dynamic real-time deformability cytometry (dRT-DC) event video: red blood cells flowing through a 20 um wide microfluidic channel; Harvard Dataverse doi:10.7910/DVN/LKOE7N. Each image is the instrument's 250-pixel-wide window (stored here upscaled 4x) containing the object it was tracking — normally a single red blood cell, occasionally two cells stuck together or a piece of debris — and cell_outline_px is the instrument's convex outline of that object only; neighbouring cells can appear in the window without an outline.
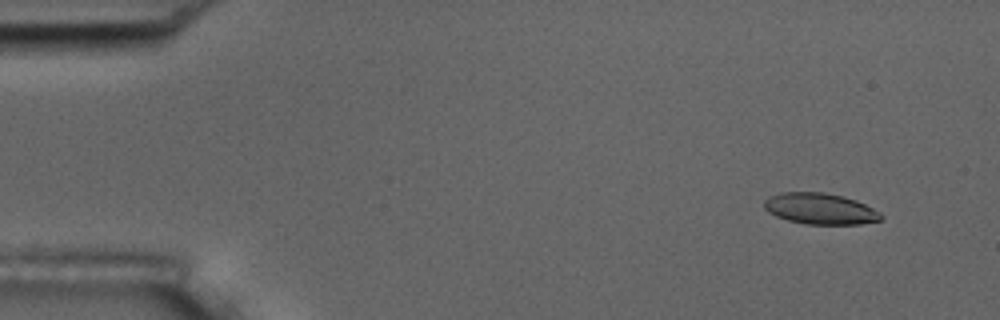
{"species": "common noctule bat (a hibernating species)", "species_latin": "Nyctalus noctula", "temperature_condition": "room temperature", "stored_images_in_passage": 56, "camera_frame_rate_fps": 3000, "um_per_image_px": 0.085, "animal": {"sex": "male", "body_mass_g": 17.5, "forearm_length_mm": 52.3}, "frame": {"image": 1, "passage_image": 5, "time_ms": 1.333, "image_size_px": [1000, 320], "cell_outline_px": [[884, 216], [880, 220], [860, 224], [804, 224], [788, 220], [776, 216], [768, 212], [764, 208], [764, 200], [768, 196], [780, 192], [824, 192], [844, 196], [856, 200], [880, 212]], "centroid_in_image_um": [69.69, 17.73], "position_along_channel_um": 15.3, "area_um2": 21.33}}
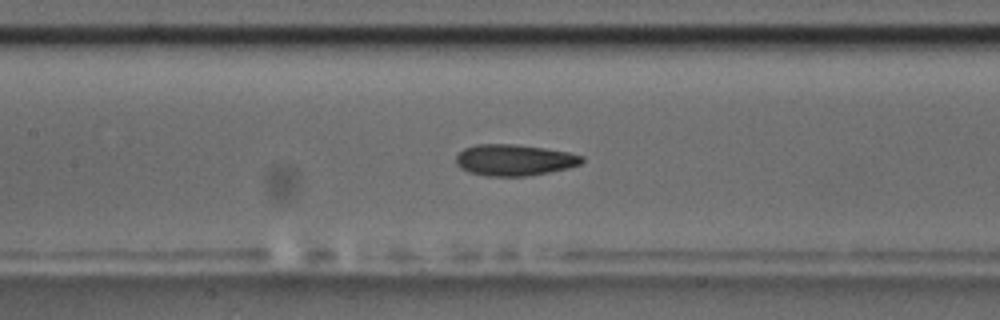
{"frame": {"image": 2, "passage_image": 26, "time_ms": 8.333, "image_size_px": [1000, 320], "cell_outline_px": [[584, 160], [580, 164], [568, 168], [548, 172], [524, 176], [488, 176], [472, 172], [460, 168], [456, 164], [456, 156], [464, 148], [476, 144], [516, 144], [544, 148], [568, 152], [584, 156]], "centroid_in_image_um": [43.72, 13.59], "position_along_channel_um": 163.7, "area_um2": 22.83}}
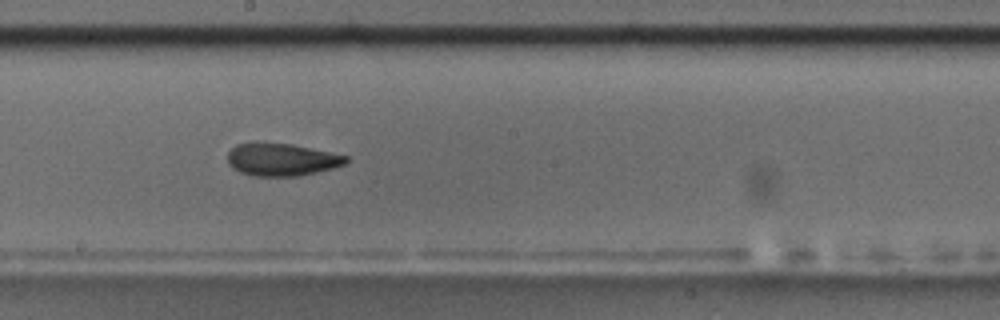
{"frame": {"image": 3, "passage_image": 31, "time_ms": 10.0, "image_size_px": [1000, 320], "cell_outline_px": [[348, 160], [344, 164], [332, 168], [300, 176], [252, 176], [240, 172], [232, 168], [228, 164], [228, 152], [236, 144], [252, 140], [256, 140], [292, 144], [348, 156]], "centroid_in_image_um": [23.86, 13.53], "position_along_channel_um": 224.3, "area_um2": 22.95}, "authors_computed_cell_mechanics": {"area_um2": 22.5998, "velocity_mm_per_s": 3.6642, "shape_relaxation_time_tau1_ms": 6.4918, "shape_relaxation_time_tau2_ms": 2.9311, "deformation_change_tau1": 0.179, "deformation_change_tau2": 0.0901}}